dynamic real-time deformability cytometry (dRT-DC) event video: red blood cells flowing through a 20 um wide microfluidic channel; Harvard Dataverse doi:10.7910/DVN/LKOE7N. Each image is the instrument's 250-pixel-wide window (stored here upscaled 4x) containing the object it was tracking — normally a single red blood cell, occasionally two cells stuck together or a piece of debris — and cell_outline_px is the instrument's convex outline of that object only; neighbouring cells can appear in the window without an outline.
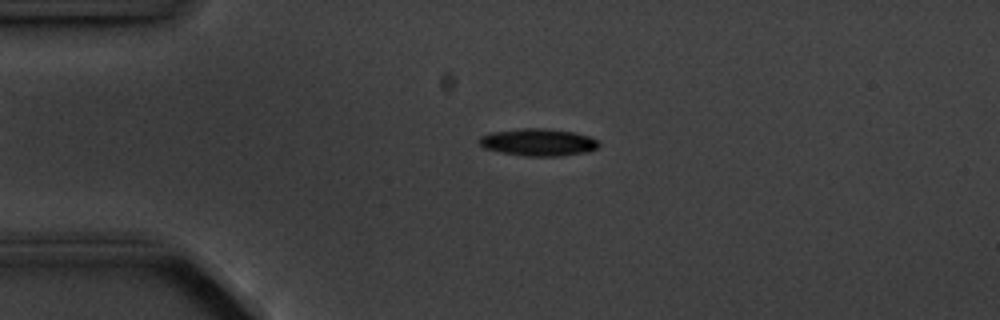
{"species": "common noctule bat (a hibernating species)", "species_latin": "Nyctalus noctula", "temperature_condition": "cold", "stored_images_in_passage": 5, "camera_frame_rate_fps": 3000, "um_per_image_px": 0.085, "animal": {"sex": "male", "body_mass_g": 20.1, "forearm_length_mm": 53.5}, "frame": {"image": 1, "passage_image": 3, "time_ms": 2.0, "image_size_px": [1000, 320], "cell_outline_px": [[600, 144], [596, 148], [588, 152], [560, 156], [524, 156], [500, 152], [484, 148], [476, 140], [480, 136], [492, 132], [520, 128], [544, 128], [576, 132], [588, 136], [596, 140]], "centroid_in_image_um": [45.72, 12.09], "position_along_channel_um": 39.3, "area_um2": 19.13}}